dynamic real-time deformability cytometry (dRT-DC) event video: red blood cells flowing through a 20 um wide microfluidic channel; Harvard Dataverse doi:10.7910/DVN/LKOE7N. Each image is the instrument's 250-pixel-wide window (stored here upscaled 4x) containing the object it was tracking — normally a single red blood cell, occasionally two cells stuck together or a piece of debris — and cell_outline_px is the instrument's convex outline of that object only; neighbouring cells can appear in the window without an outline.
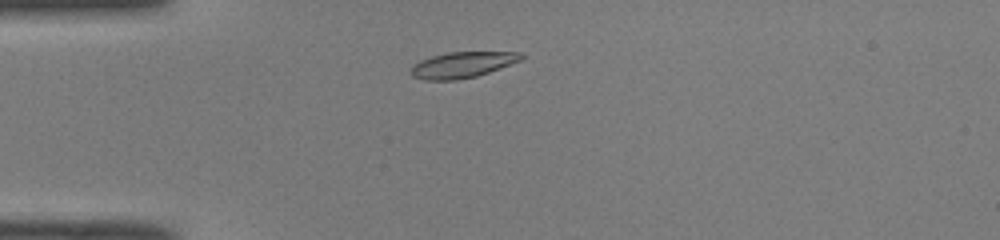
{"species": "common noctule bat (a hibernating species)", "species_latin": "Nyctalus noctula", "temperature_condition": "room temperature", "stored_images_in_passage": 39, "camera_frame_rate_fps": 3000, "um_per_image_px": 0.085, "animal": {"sex": "male", "body_mass_g": 19.0, "forearm_length_mm": 50.8}, "frame": {"image": 1, "passage_image": 2, "time_ms": 0.333, "image_size_px": [1000, 240], "cell_outline_px": [[524, 56], [520, 60], [488, 72], [476, 76], [456, 80], [424, 80], [412, 76], [412, 68], [420, 60], [432, 56], [448, 52], [520, 52]], "centroid_in_image_um": [39.29, 5.51], "position_along_channel_um": 45.7, "area_um2": 16.3}}
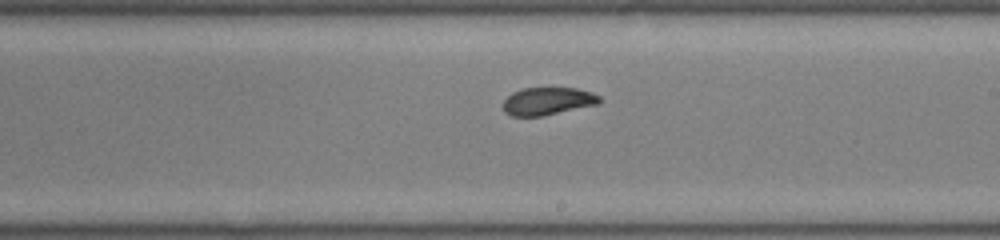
{"frame": {"image": 2, "passage_image": 18, "time_ms": 5.667, "image_size_px": [1000, 240], "cell_outline_px": [[600, 104], [540, 116], [512, 116], [504, 112], [504, 100], [512, 92], [520, 88], [576, 88], [592, 92], [600, 96]], "centroid_in_image_um": [46.56, 8.59], "position_along_channel_um": 242.4, "area_um2": 15.55}}
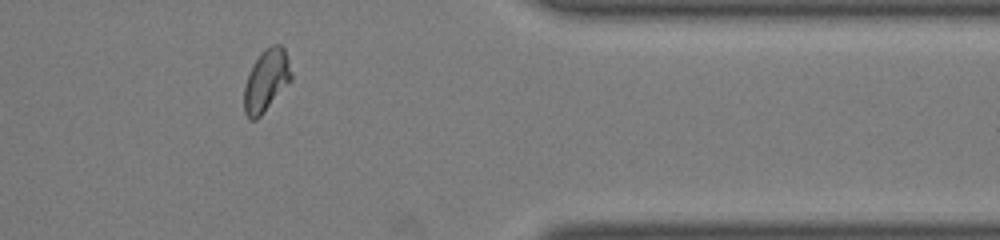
{"frame": {"image": 3, "passage_image": 30, "time_ms": 9.667, "image_size_px": [1000, 240], "cell_outline_px": [[292, 80], [264, 112], [256, 120], [248, 120], [244, 112], [244, 88], [252, 64], [260, 52], [264, 48], [272, 44], [280, 44], [284, 48], [292, 72]], "centroid_in_image_um": [22.63, 6.84], "position_along_channel_um": 388.8, "area_um2": 17.22}, "authors_computed_cell_mechanics": {"area_um2": 16.762, "velocity_mm_per_s": 4.0702, "shape_relaxation_time_tau1_ms": 2.7771, "shape_relaxation_time_tau2_ms": 1.3311, "deformation_change_tau1": 0.1222, "deformation_change_tau2": 0.0487}}